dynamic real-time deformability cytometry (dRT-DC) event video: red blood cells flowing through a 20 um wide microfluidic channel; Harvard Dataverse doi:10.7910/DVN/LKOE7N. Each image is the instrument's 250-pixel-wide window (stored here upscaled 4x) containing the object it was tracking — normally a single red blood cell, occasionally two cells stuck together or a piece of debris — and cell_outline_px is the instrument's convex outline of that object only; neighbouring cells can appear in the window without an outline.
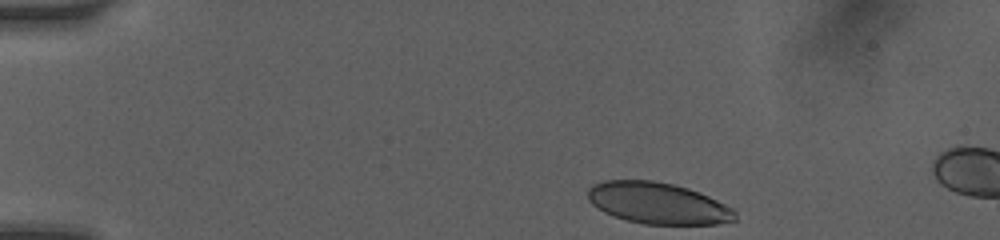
{"species": "human", "species_latin": "Homo sapiens", "temperature_condition": "room temperature", "stored_images_in_passage": 8, "camera_frame_rate_fps": 3000, "um_per_image_px": 0.085, "donor": {"sex": "female"}, "frame": {"image": 1, "passage_image": 1, "time_ms": 0.0, "image_size_px": [1000, 240], "cell_outline_px": [[736, 220], [716, 224], [644, 224], [624, 220], [612, 216], [596, 208], [588, 200], [588, 188], [592, 184], [604, 180], [652, 180], [672, 184], [688, 188], [700, 192], [732, 208], [736, 212]], "centroid_in_image_um": [55.88, 17.27], "position_along_channel_um": 29.1, "area_um2": 35.72}}